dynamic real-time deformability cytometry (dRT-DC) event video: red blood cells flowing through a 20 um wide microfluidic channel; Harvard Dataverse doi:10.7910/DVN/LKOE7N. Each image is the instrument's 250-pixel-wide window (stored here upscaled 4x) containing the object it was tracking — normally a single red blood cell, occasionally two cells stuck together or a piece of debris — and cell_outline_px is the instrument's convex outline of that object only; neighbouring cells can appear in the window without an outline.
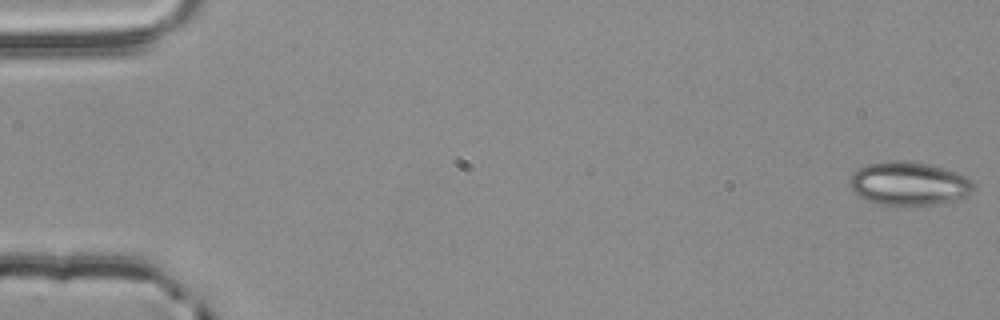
{"species": "common noctule bat (a hibernating species)", "species_latin": "Nyctalus noctula", "temperature_condition": "room temperature", "stored_images_in_passage": 4, "camera_frame_rate_fps": 3000, "um_per_image_px": 0.085, "animal": {"sex": "male", "body_mass_g": 20.4}, "frame": {"image": 1, "passage_image": 1, "time_ms": 0.0, "image_size_px": [1000, 320], "cell_outline_px": [[972, 188], [964, 196], [952, 200], [936, 204], [880, 204], [868, 200], [852, 192], [848, 184], [848, 180], [860, 168], [868, 164], [884, 160], [908, 160], [928, 164], [944, 168], [968, 176], [972, 180]], "centroid_in_image_um": [77.21, 15.57], "position_along_channel_um": 7.8, "area_um2": 31.04}}